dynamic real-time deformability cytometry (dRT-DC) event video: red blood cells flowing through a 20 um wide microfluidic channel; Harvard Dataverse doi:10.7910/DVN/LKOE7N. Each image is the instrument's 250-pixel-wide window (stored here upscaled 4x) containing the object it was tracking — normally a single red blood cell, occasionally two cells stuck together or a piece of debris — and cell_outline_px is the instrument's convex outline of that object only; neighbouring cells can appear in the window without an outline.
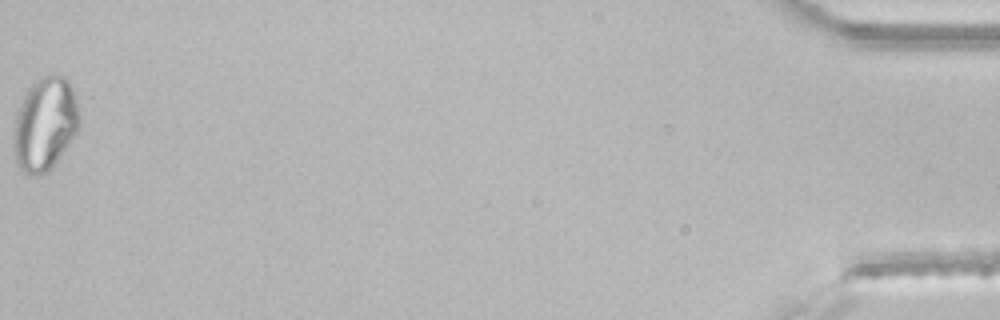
{"species": "common noctule bat (a hibernating species)", "species_latin": "Nyctalus noctula", "temperature_condition": "room temperature", "stored_images_in_passage": 40, "segment_of_instrument_passage": [2, 2], "camera_frame_rate_fps": 3000, "um_per_image_px": 0.085, "animal": {"sex": "male", "body_mass_g": 21.5, "forearm_length_mm": 52.0}, "frame": {"image": 1, "passage_image": 40, "time_ms": 13.0, "image_size_px": [1000, 320], "cell_outline_px": [[80, 120], [76, 132], [56, 160], [40, 176], [32, 176], [24, 172], [16, 164], [12, 148], [12, 136], [16, 116], [20, 104], [28, 88], [40, 76], [64, 76], [68, 80], [72, 88], [76, 100], [80, 116]], "centroid_in_image_um": [3.78, 10.54], "position_along_channel_um": 431.4, "area_um2": 35.43}}